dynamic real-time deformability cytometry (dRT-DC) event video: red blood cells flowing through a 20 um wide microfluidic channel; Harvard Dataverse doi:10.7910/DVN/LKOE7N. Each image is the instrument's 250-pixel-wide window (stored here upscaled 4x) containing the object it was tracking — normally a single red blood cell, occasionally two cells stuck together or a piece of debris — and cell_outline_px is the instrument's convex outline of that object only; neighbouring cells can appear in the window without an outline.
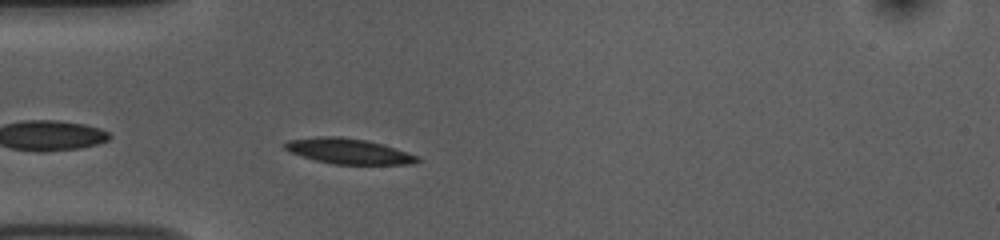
{"species": "common noctule bat (a hibernating species)", "species_latin": "Nyctalus noctula", "temperature_condition": "room temperature", "stored_images_in_passage": 41, "camera_frame_rate_fps": 3000, "um_per_image_px": 0.085, "animal": {"sex": "female", "body_mass_g": 10.0, "forearm_length_mm": 53.1}, "frame": {"image": 1, "passage_image": 3, "time_ms": 0.667, "image_size_px": [1000, 240], "cell_outline_px": [[420, 160], [412, 164], [332, 164], [316, 160], [288, 152], [280, 144], [288, 140], [320, 136], [340, 136], [368, 140], [420, 156]], "centroid_in_image_um": [29.58, 12.84], "position_along_channel_um": 55.4, "area_um2": 19.71}}
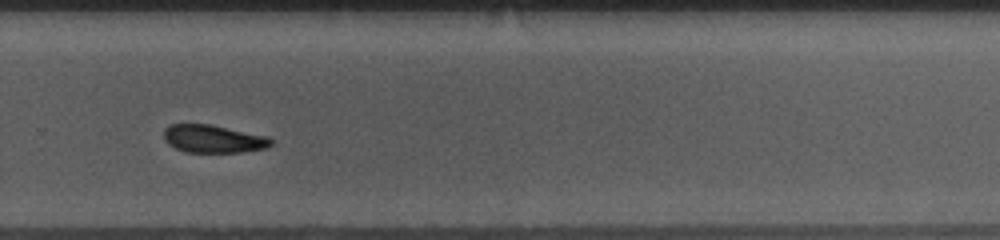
{"frame": {"image": 2, "passage_image": 24, "time_ms": 7.667, "image_size_px": [1000, 240], "cell_outline_px": [[272, 144], [264, 148], [244, 152], [188, 152], [176, 148], [168, 144], [164, 140], [164, 128], [168, 124], [208, 124], [268, 136], [272, 140]], "centroid_in_image_um": [18.1, 11.8], "position_along_channel_um": 311.7, "area_um2": 17.34}}
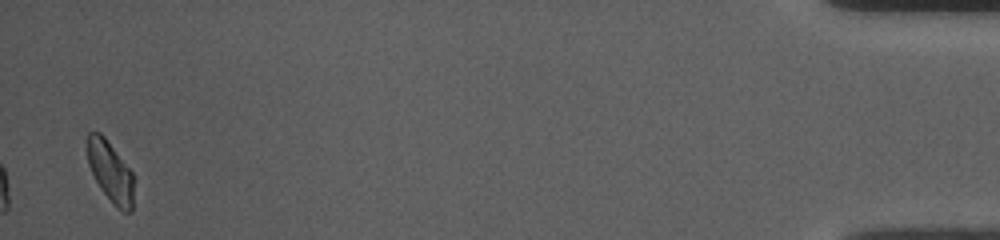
{"frame": {"image": 3, "passage_image": 40, "time_ms": 13.0, "image_size_px": [1000, 240], "cell_outline_px": [[132, 212], [124, 212], [116, 208], [100, 188], [88, 164], [88, 132], [100, 132], [104, 136], [132, 172]], "centroid_in_image_um": [9.38, 14.61], "position_along_channel_um": 425.8, "area_um2": 16.07}, "authors_computed_cell_mechanics": {"area_um2": 18.4382, "velocity_mm_per_s": 3.7428, "shape_relaxation_time_tau1_ms": 3.0886, "shape_relaxation_time_tau2_ms": null, "deformation_change_tau1": 0.1042, "deformation_change_tau2": null}}